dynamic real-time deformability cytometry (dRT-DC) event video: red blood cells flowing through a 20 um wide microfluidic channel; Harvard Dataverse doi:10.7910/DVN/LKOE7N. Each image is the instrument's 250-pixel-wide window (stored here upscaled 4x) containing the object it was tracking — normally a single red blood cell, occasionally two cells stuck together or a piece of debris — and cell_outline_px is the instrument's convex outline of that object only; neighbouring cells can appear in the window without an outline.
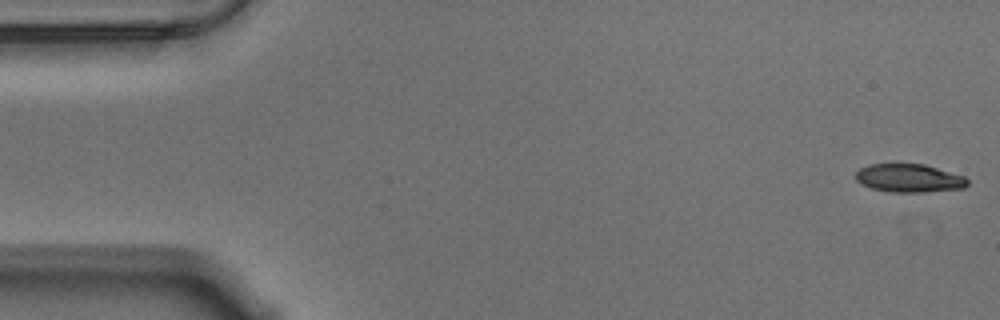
{"species": "Egyptian fruit bat (a non-hibernating species)", "species_latin": "Rousettus aegyptiacus", "temperature_condition": "warm", "stored_images_in_passage": 56, "camera_frame_rate_fps": 3000, "um_per_image_px": 0.085, "animal": {"sex": "male"}, "frame": {"image": 1, "passage_image": 1, "time_ms": 0.0, "image_size_px": [1000, 320], "cell_outline_px": [[968, 184], [964, 188], [924, 192], [892, 192], [872, 188], [856, 180], [856, 172], [860, 168], [868, 164], [924, 164], [964, 176], [968, 180]], "centroid_in_image_um": [77.29, 15.14], "position_along_channel_um": 7.7, "area_um2": 18.26}}
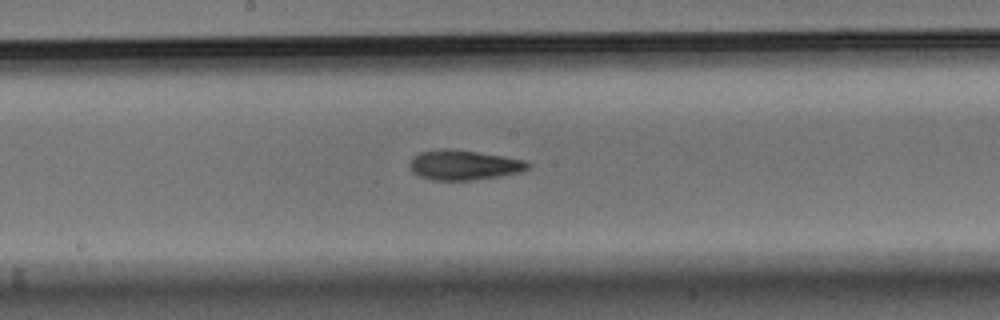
{"frame": {"image": 2, "passage_image": 29, "time_ms": 9.333, "image_size_px": [1000, 320], "cell_outline_px": [[532, 168], [520, 172], [500, 176], [472, 180], [432, 180], [420, 176], [412, 172], [408, 164], [412, 156], [420, 152], [440, 148], [448, 148], [504, 156], [524, 160], [532, 164]], "centroid_in_image_um": [39.42, 14.02], "position_along_channel_um": 208.8, "area_um2": 20.81}}
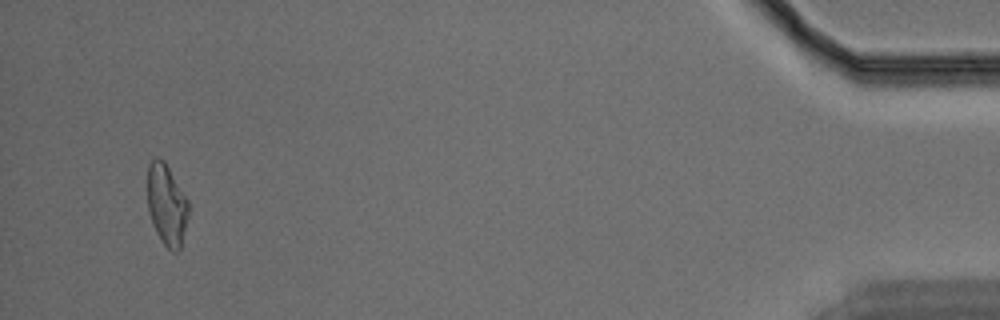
{"frame": {"image": 3, "passage_image": 54, "time_ms": 17.667, "image_size_px": [1000, 320], "cell_outline_px": [[188, 216], [180, 248], [176, 252], [172, 252], [160, 240], [152, 224], [148, 212], [148, 164], [156, 156], [164, 160], [188, 200]], "centroid_in_image_um": [14.16, 17.4], "position_along_channel_um": 421.0, "area_um2": 19.36}, "authors_computed_cell_mechanics": {"area_um2": 19.7387, "velocity_mm_per_s": 3.533, "shape_relaxation_time_tau1_ms": 8.4551, "shape_relaxation_time_tau2_ms": 5.1042, "deformation_change_tau1": 0.2375, "deformation_change_tau2": 0.1464}}